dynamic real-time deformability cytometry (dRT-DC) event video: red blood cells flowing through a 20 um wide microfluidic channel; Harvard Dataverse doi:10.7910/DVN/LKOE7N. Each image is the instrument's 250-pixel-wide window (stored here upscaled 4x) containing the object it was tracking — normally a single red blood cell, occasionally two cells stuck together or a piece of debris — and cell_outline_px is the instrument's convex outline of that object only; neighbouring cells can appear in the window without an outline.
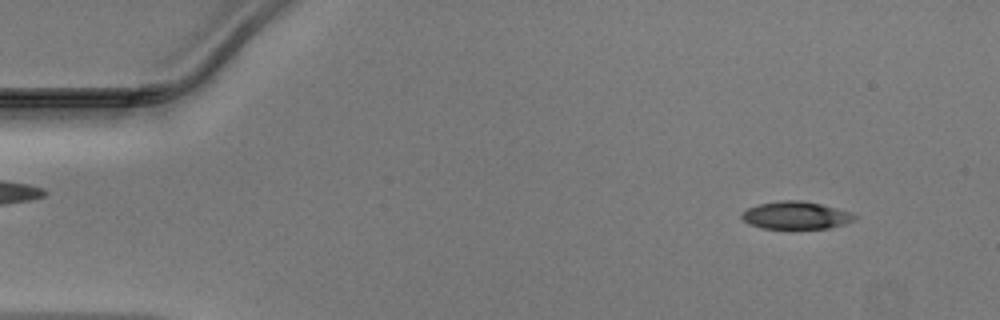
{"species": "Egyptian fruit bat (a non-hibernating species)", "species_latin": "Rousettus aegyptiacus", "temperature_condition": "warm", "stored_images_in_passage": 48, "camera_frame_rate_fps": 3000, "um_per_image_px": 0.085, "animal": {"sex": "male"}, "frame": {"image": 1, "passage_image": 4, "time_ms": 1.0, "image_size_px": [1000, 320], "cell_outline_px": [[860, 216], [856, 220], [844, 224], [828, 228], [760, 228], [748, 224], [740, 216], [748, 208], [760, 204], [780, 200], [800, 200], [820, 204], [852, 212]], "centroid_in_image_um": [67.69, 18.3], "position_along_channel_um": 17.3, "area_um2": 18.15}}
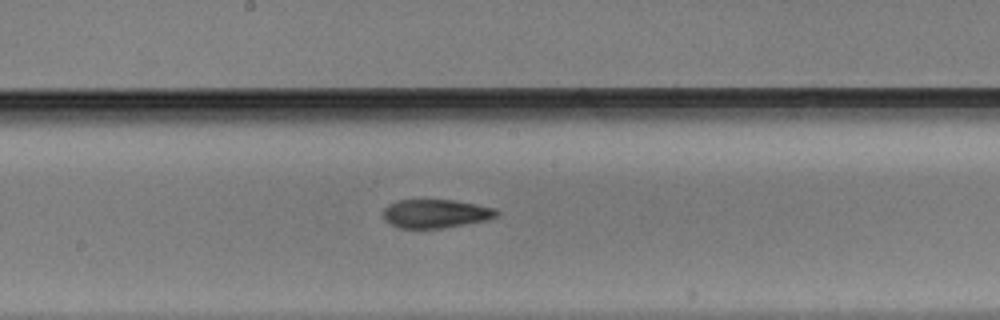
{"frame": {"image": 2, "passage_image": 25, "time_ms": 8.0, "image_size_px": [1000, 320], "cell_outline_px": [[500, 212], [496, 216], [488, 220], [440, 228], [400, 228], [384, 220], [384, 208], [388, 204], [396, 200], [452, 200], [476, 204], [496, 208]], "centroid_in_image_um": [37.04, 18.15], "position_along_channel_um": 211.2, "area_um2": 18.84}}
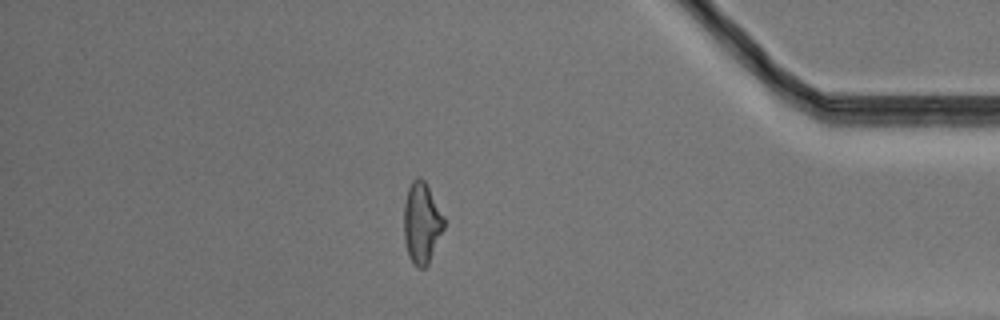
{"frame": {"image": 3, "passage_image": 41, "time_ms": 13.333, "image_size_px": [1000, 320], "cell_outline_px": [[444, 228], [428, 264], [424, 268], [416, 268], [412, 264], [408, 256], [404, 240], [404, 204], [408, 188], [412, 180], [416, 176], [420, 176], [424, 180], [444, 216]], "centroid_in_image_um": [35.83, 18.96], "position_along_channel_um": 399.4, "area_um2": 19.02}}